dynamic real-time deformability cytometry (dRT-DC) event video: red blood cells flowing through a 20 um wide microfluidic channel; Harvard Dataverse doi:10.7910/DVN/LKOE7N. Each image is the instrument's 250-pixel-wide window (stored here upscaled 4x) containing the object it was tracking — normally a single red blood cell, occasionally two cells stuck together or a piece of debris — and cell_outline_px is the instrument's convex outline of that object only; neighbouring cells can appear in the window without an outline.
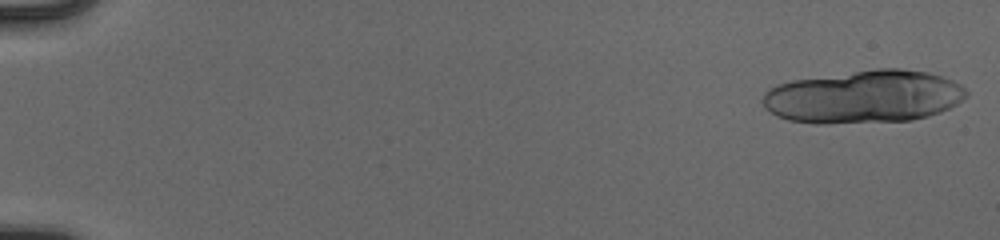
{"species": "human", "species_latin": "Homo sapiens", "temperature_condition": "cold", "stored_images_in_passage": 21, "camera_frame_rate_fps": 3000, "um_per_image_px": 0.085, "donor": {"sex": "male"}, "frame": {"image": 1, "passage_image": 1, "time_ms": 0.0, "image_size_px": [1000, 240], "cell_outline_px": [[968, 96], [956, 104], [940, 112], [928, 116], [912, 120], [824, 124], [816, 124], [788, 120], [776, 116], [764, 108], [764, 92], [768, 88], [776, 84], [792, 80], [876, 68], [900, 68], [928, 72], [952, 80], [960, 84], [968, 92]], "centroid_in_image_um": [73.41, 8.22], "position_along_channel_um": 11.6, "area_um2": 63.12}}